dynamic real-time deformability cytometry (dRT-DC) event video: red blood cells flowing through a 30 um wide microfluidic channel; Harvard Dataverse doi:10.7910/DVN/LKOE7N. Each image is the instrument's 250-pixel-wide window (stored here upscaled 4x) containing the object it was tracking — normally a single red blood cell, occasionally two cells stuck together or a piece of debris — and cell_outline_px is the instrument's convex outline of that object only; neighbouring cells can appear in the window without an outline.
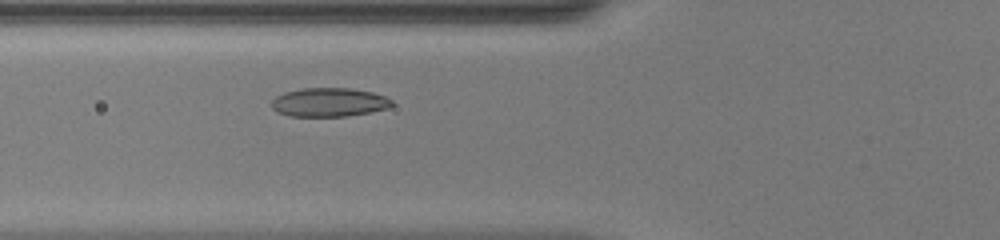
{"species": "common noctule bat (a hibernating species)", "species_latin": "Nyctalus noctula", "temperature_condition": "warm", "stored_images_in_passage": 39, "camera_frame_rate_fps": 3000, "um_per_image_px": 0.085, "animal": {"sex": "female", "body_mass_g": 20.0, "forearm_length_mm": 54.0}, "frame": {"image": 1, "passage_image": 9, "time_ms": 2.667, "image_size_px": [1000, 240], "cell_outline_px": [[392, 104], [388, 108], [348, 116], [288, 116], [276, 112], [272, 108], [272, 100], [276, 96], [284, 92], [304, 88], [348, 88], [372, 92], [384, 96], [392, 100]], "centroid_in_image_um": [27.93, 8.69], "position_along_channel_um": 97.9, "area_um2": 20.11}}
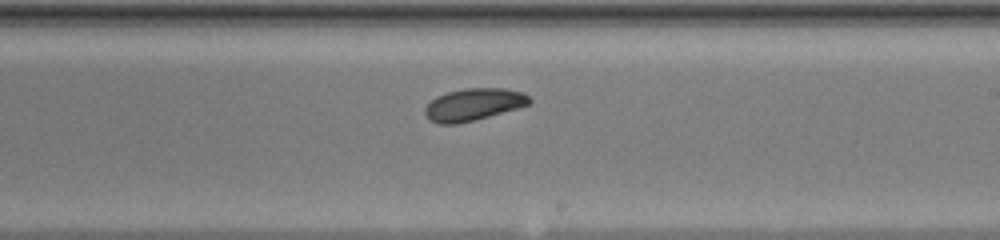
{"frame": {"image": 2, "passage_image": 20, "time_ms": 6.333, "image_size_px": [1000, 240], "cell_outline_px": [[532, 100], [528, 104], [516, 108], [488, 116], [456, 124], [436, 124], [428, 120], [424, 112], [424, 108], [436, 96], [448, 92], [464, 88], [504, 88], [524, 92]], "centroid_in_image_um": [40.21, 8.88], "position_along_channel_um": 248.8, "area_um2": 19.48}}
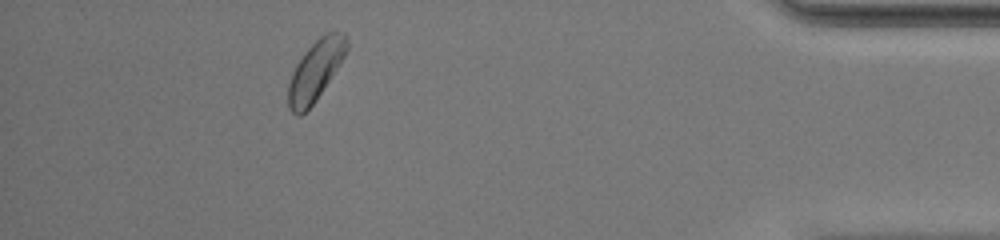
{"frame": {"image": 3, "passage_image": 35, "time_ms": 11.333, "image_size_px": [1000, 240], "cell_outline_px": [[348, 48], [340, 64], [316, 100], [300, 116], [296, 116], [288, 108], [288, 84], [292, 72], [296, 64], [304, 52], [320, 36], [328, 32], [344, 32], [348, 40]], "centroid_in_image_um": [26.81, 5.99], "position_along_channel_um": 408.4, "area_um2": 20.4}, "authors_computed_cell_mechanics": {"area_um2": 19.7676, "velocity_mm_per_s": 4.1233, "shape_relaxation_time_tau1_ms": 8.1471, "shape_relaxation_time_tau2_ms": null, "deformation_change_tau1": 0.1715, "deformation_change_tau2": null}}